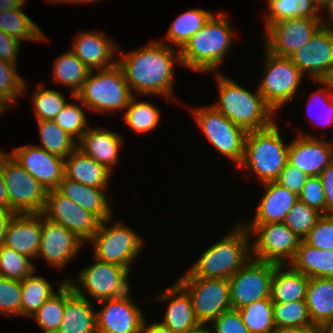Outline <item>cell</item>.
I'll return each instance as SVG.
<instances>
[{
  "label": "cell",
  "mask_w": 333,
  "mask_h": 333,
  "mask_svg": "<svg viewBox=\"0 0 333 333\" xmlns=\"http://www.w3.org/2000/svg\"><path fill=\"white\" fill-rule=\"evenodd\" d=\"M122 141V135L116 132L104 130L103 127H89L78 141V148L111 171L119 161L118 151Z\"/></svg>",
  "instance_id": "26"
},
{
  "label": "cell",
  "mask_w": 333,
  "mask_h": 333,
  "mask_svg": "<svg viewBox=\"0 0 333 333\" xmlns=\"http://www.w3.org/2000/svg\"><path fill=\"white\" fill-rule=\"evenodd\" d=\"M321 216V213L298 200L286 215L284 223L303 240Z\"/></svg>",
  "instance_id": "46"
},
{
  "label": "cell",
  "mask_w": 333,
  "mask_h": 333,
  "mask_svg": "<svg viewBox=\"0 0 333 333\" xmlns=\"http://www.w3.org/2000/svg\"><path fill=\"white\" fill-rule=\"evenodd\" d=\"M212 322L213 329H209L210 333H250L237 309L222 312Z\"/></svg>",
  "instance_id": "51"
},
{
  "label": "cell",
  "mask_w": 333,
  "mask_h": 333,
  "mask_svg": "<svg viewBox=\"0 0 333 333\" xmlns=\"http://www.w3.org/2000/svg\"><path fill=\"white\" fill-rule=\"evenodd\" d=\"M47 1H49L50 3H52V2H54V3H57V2H66V3H72L73 2V4L74 3H76V4H78V3H89V2H95V1H100V0H47Z\"/></svg>",
  "instance_id": "62"
},
{
  "label": "cell",
  "mask_w": 333,
  "mask_h": 333,
  "mask_svg": "<svg viewBox=\"0 0 333 333\" xmlns=\"http://www.w3.org/2000/svg\"><path fill=\"white\" fill-rule=\"evenodd\" d=\"M124 110L125 114L122 119L133 131L146 133L158 127L161 116L154 104L147 101L137 102L133 95Z\"/></svg>",
  "instance_id": "41"
},
{
  "label": "cell",
  "mask_w": 333,
  "mask_h": 333,
  "mask_svg": "<svg viewBox=\"0 0 333 333\" xmlns=\"http://www.w3.org/2000/svg\"><path fill=\"white\" fill-rule=\"evenodd\" d=\"M324 333H333V320L323 326Z\"/></svg>",
  "instance_id": "64"
},
{
  "label": "cell",
  "mask_w": 333,
  "mask_h": 333,
  "mask_svg": "<svg viewBox=\"0 0 333 333\" xmlns=\"http://www.w3.org/2000/svg\"><path fill=\"white\" fill-rule=\"evenodd\" d=\"M39 85V86H38ZM33 93L32 101L37 121L54 120L56 115L67 104L65 96L54 89H45L43 84H38Z\"/></svg>",
  "instance_id": "44"
},
{
  "label": "cell",
  "mask_w": 333,
  "mask_h": 333,
  "mask_svg": "<svg viewBox=\"0 0 333 333\" xmlns=\"http://www.w3.org/2000/svg\"><path fill=\"white\" fill-rule=\"evenodd\" d=\"M303 241L317 249L333 251V215H322Z\"/></svg>",
  "instance_id": "49"
},
{
  "label": "cell",
  "mask_w": 333,
  "mask_h": 333,
  "mask_svg": "<svg viewBox=\"0 0 333 333\" xmlns=\"http://www.w3.org/2000/svg\"><path fill=\"white\" fill-rule=\"evenodd\" d=\"M305 301L312 324L333 320V278H309Z\"/></svg>",
  "instance_id": "31"
},
{
  "label": "cell",
  "mask_w": 333,
  "mask_h": 333,
  "mask_svg": "<svg viewBox=\"0 0 333 333\" xmlns=\"http://www.w3.org/2000/svg\"><path fill=\"white\" fill-rule=\"evenodd\" d=\"M90 70L71 51L60 55L53 64V80L63 86L71 88V97H74L82 88Z\"/></svg>",
  "instance_id": "33"
},
{
  "label": "cell",
  "mask_w": 333,
  "mask_h": 333,
  "mask_svg": "<svg viewBox=\"0 0 333 333\" xmlns=\"http://www.w3.org/2000/svg\"><path fill=\"white\" fill-rule=\"evenodd\" d=\"M316 82H318L320 84H324L327 88L324 89V87H323V88L316 90L317 92L316 91L313 92L312 95L309 97V102H312L313 100L315 101L317 97H318L317 99L322 98V99H320V101L322 100L321 106H324L323 109H326V110H323V111H326V112L322 111V114L323 113L324 114H323V116L321 115L322 116L321 119L323 120V121L322 120L321 121L323 122L322 123L323 126H327V125L333 124V80L316 81ZM311 104H309V105H311ZM307 107H308V109L310 108L309 106H307Z\"/></svg>",
  "instance_id": "53"
},
{
  "label": "cell",
  "mask_w": 333,
  "mask_h": 333,
  "mask_svg": "<svg viewBox=\"0 0 333 333\" xmlns=\"http://www.w3.org/2000/svg\"><path fill=\"white\" fill-rule=\"evenodd\" d=\"M175 61L181 64L179 50L176 52L166 43L153 40L143 48L119 55L117 64L123 70L131 93L161 95L169 102L174 94Z\"/></svg>",
  "instance_id": "1"
},
{
  "label": "cell",
  "mask_w": 333,
  "mask_h": 333,
  "mask_svg": "<svg viewBox=\"0 0 333 333\" xmlns=\"http://www.w3.org/2000/svg\"><path fill=\"white\" fill-rule=\"evenodd\" d=\"M56 190L101 221L113 216L108 195L105 193L107 188L87 186L63 177Z\"/></svg>",
  "instance_id": "27"
},
{
  "label": "cell",
  "mask_w": 333,
  "mask_h": 333,
  "mask_svg": "<svg viewBox=\"0 0 333 333\" xmlns=\"http://www.w3.org/2000/svg\"><path fill=\"white\" fill-rule=\"evenodd\" d=\"M212 15L211 12L200 8L182 13L171 24L167 32V40L178 46L180 51L189 39L203 28Z\"/></svg>",
  "instance_id": "36"
},
{
  "label": "cell",
  "mask_w": 333,
  "mask_h": 333,
  "mask_svg": "<svg viewBox=\"0 0 333 333\" xmlns=\"http://www.w3.org/2000/svg\"><path fill=\"white\" fill-rule=\"evenodd\" d=\"M14 215L15 213L10 209L0 208V247L4 244L8 223Z\"/></svg>",
  "instance_id": "56"
},
{
  "label": "cell",
  "mask_w": 333,
  "mask_h": 333,
  "mask_svg": "<svg viewBox=\"0 0 333 333\" xmlns=\"http://www.w3.org/2000/svg\"><path fill=\"white\" fill-rule=\"evenodd\" d=\"M323 8L328 11L327 14L330 19L326 22L323 21L322 25L330 30H333V0H330Z\"/></svg>",
  "instance_id": "61"
},
{
  "label": "cell",
  "mask_w": 333,
  "mask_h": 333,
  "mask_svg": "<svg viewBox=\"0 0 333 333\" xmlns=\"http://www.w3.org/2000/svg\"><path fill=\"white\" fill-rule=\"evenodd\" d=\"M289 143L288 162L309 177L319 176L333 162V142L299 134Z\"/></svg>",
  "instance_id": "21"
},
{
  "label": "cell",
  "mask_w": 333,
  "mask_h": 333,
  "mask_svg": "<svg viewBox=\"0 0 333 333\" xmlns=\"http://www.w3.org/2000/svg\"><path fill=\"white\" fill-rule=\"evenodd\" d=\"M41 214L72 231L82 242L89 241L101 224V220L96 215L81 208L56 189L48 191L46 204Z\"/></svg>",
  "instance_id": "15"
},
{
  "label": "cell",
  "mask_w": 333,
  "mask_h": 333,
  "mask_svg": "<svg viewBox=\"0 0 333 333\" xmlns=\"http://www.w3.org/2000/svg\"><path fill=\"white\" fill-rule=\"evenodd\" d=\"M289 58L315 81L333 80V30L322 25L309 42Z\"/></svg>",
  "instance_id": "17"
},
{
  "label": "cell",
  "mask_w": 333,
  "mask_h": 333,
  "mask_svg": "<svg viewBox=\"0 0 333 333\" xmlns=\"http://www.w3.org/2000/svg\"><path fill=\"white\" fill-rule=\"evenodd\" d=\"M129 293L99 301L102 306L96 312L97 333H140L145 317Z\"/></svg>",
  "instance_id": "18"
},
{
  "label": "cell",
  "mask_w": 333,
  "mask_h": 333,
  "mask_svg": "<svg viewBox=\"0 0 333 333\" xmlns=\"http://www.w3.org/2000/svg\"><path fill=\"white\" fill-rule=\"evenodd\" d=\"M288 265L309 278H333V251L317 249L301 240Z\"/></svg>",
  "instance_id": "32"
},
{
  "label": "cell",
  "mask_w": 333,
  "mask_h": 333,
  "mask_svg": "<svg viewBox=\"0 0 333 333\" xmlns=\"http://www.w3.org/2000/svg\"><path fill=\"white\" fill-rule=\"evenodd\" d=\"M10 155L47 191L57 189L64 177V158L39 146H21Z\"/></svg>",
  "instance_id": "20"
},
{
  "label": "cell",
  "mask_w": 333,
  "mask_h": 333,
  "mask_svg": "<svg viewBox=\"0 0 333 333\" xmlns=\"http://www.w3.org/2000/svg\"><path fill=\"white\" fill-rule=\"evenodd\" d=\"M35 272L31 258L17 253L13 249L2 245L0 247V276L12 280L23 281Z\"/></svg>",
  "instance_id": "43"
},
{
  "label": "cell",
  "mask_w": 333,
  "mask_h": 333,
  "mask_svg": "<svg viewBox=\"0 0 333 333\" xmlns=\"http://www.w3.org/2000/svg\"><path fill=\"white\" fill-rule=\"evenodd\" d=\"M177 283L190 295L200 324H207L232 309L229 280L181 277Z\"/></svg>",
  "instance_id": "13"
},
{
  "label": "cell",
  "mask_w": 333,
  "mask_h": 333,
  "mask_svg": "<svg viewBox=\"0 0 333 333\" xmlns=\"http://www.w3.org/2000/svg\"><path fill=\"white\" fill-rule=\"evenodd\" d=\"M34 273L21 281V316L23 317H32L44 302L56 293L46 279L34 276Z\"/></svg>",
  "instance_id": "38"
},
{
  "label": "cell",
  "mask_w": 333,
  "mask_h": 333,
  "mask_svg": "<svg viewBox=\"0 0 333 333\" xmlns=\"http://www.w3.org/2000/svg\"><path fill=\"white\" fill-rule=\"evenodd\" d=\"M317 5H319L321 7V9H323V7L330 1V0H314Z\"/></svg>",
  "instance_id": "65"
},
{
  "label": "cell",
  "mask_w": 333,
  "mask_h": 333,
  "mask_svg": "<svg viewBox=\"0 0 333 333\" xmlns=\"http://www.w3.org/2000/svg\"><path fill=\"white\" fill-rule=\"evenodd\" d=\"M298 198L310 208L315 209L322 215H326L325 193L319 176L307 178Z\"/></svg>",
  "instance_id": "50"
},
{
  "label": "cell",
  "mask_w": 333,
  "mask_h": 333,
  "mask_svg": "<svg viewBox=\"0 0 333 333\" xmlns=\"http://www.w3.org/2000/svg\"><path fill=\"white\" fill-rule=\"evenodd\" d=\"M285 266L277 265L274 269L270 291L272 302L305 301L309 277L294 270L290 265L288 268Z\"/></svg>",
  "instance_id": "30"
},
{
  "label": "cell",
  "mask_w": 333,
  "mask_h": 333,
  "mask_svg": "<svg viewBox=\"0 0 333 333\" xmlns=\"http://www.w3.org/2000/svg\"><path fill=\"white\" fill-rule=\"evenodd\" d=\"M26 0H0V13L25 6Z\"/></svg>",
  "instance_id": "60"
},
{
  "label": "cell",
  "mask_w": 333,
  "mask_h": 333,
  "mask_svg": "<svg viewBox=\"0 0 333 333\" xmlns=\"http://www.w3.org/2000/svg\"><path fill=\"white\" fill-rule=\"evenodd\" d=\"M215 75L220 100L211 105L231 122L248 132L265 129L276 121L275 112L264 101L258 89L251 93L231 78L219 73Z\"/></svg>",
  "instance_id": "4"
},
{
  "label": "cell",
  "mask_w": 333,
  "mask_h": 333,
  "mask_svg": "<svg viewBox=\"0 0 333 333\" xmlns=\"http://www.w3.org/2000/svg\"><path fill=\"white\" fill-rule=\"evenodd\" d=\"M193 116L207 140L232 162L241 164L247 131L231 122L212 105L193 109Z\"/></svg>",
  "instance_id": "10"
},
{
  "label": "cell",
  "mask_w": 333,
  "mask_h": 333,
  "mask_svg": "<svg viewBox=\"0 0 333 333\" xmlns=\"http://www.w3.org/2000/svg\"><path fill=\"white\" fill-rule=\"evenodd\" d=\"M101 221L98 231L89 240L94 246V258L126 268L130 272L131 263L143 249V239L132 228L117 222L113 226Z\"/></svg>",
  "instance_id": "7"
},
{
  "label": "cell",
  "mask_w": 333,
  "mask_h": 333,
  "mask_svg": "<svg viewBox=\"0 0 333 333\" xmlns=\"http://www.w3.org/2000/svg\"><path fill=\"white\" fill-rule=\"evenodd\" d=\"M228 235L207 248L183 277L229 280L251 259L250 232L236 224Z\"/></svg>",
  "instance_id": "3"
},
{
  "label": "cell",
  "mask_w": 333,
  "mask_h": 333,
  "mask_svg": "<svg viewBox=\"0 0 333 333\" xmlns=\"http://www.w3.org/2000/svg\"><path fill=\"white\" fill-rule=\"evenodd\" d=\"M269 15L266 16V29L273 23L285 19L304 18L321 19L317 11L321 8L314 0H267Z\"/></svg>",
  "instance_id": "34"
},
{
  "label": "cell",
  "mask_w": 333,
  "mask_h": 333,
  "mask_svg": "<svg viewBox=\"0 0 333 333\" xmlns=\"http://www.w3.org/2000/svg\"><path fill=\"white\" fill-rule=\"evenodd\" d=\"M61 282L58 293L47 299L31 317L44 329L42 333H56L60 327L67 302V280L63 279Z\"/></svg>",
  "instance_id": "39"
},
{
  "label": "cell",
  "mask_w": 333,
  "mask_h": 333,
  "mask_svg": "<svg viewBox=\"0 0 333 333\" xmlns=\"http://www.w3.org/2000/svg\"><path fill=\"white\" fill-rule=\"evenodd\" d=\"M265 51V74L258 90L264 101L277 113L282 105L288 101L291 103L304 75L290 58L276 56L267 49Z\"/></svg>",
  "instance_id": "11"
},
{
  "label": "cell",
  "mask_w": 333,
  "mask_h": 333,
  "mask_svg": "<svg viewBox=\"0 0 333 333\" xmlns=\"http://www.w3.org/2000/svg\"><path fill=\"white\" fill-rule=\"evenodd\" d=\"M322 26L321 19L292 18L271 24L265 31L264 48L280 57H290Z\"/></svg>",
  "instance_id": "16"
},
{
  "label": "cell",
  "mask_w": 333,
  "mask_h": 333,
  "mask_svg": "<svg viewBox=\"0 0 333 333\" xmlns=\"http://www.w3.org/2000/svg\"><path fill=\"white\" fill-rule=\"evenodd\" d=\"M276 333H324L323 326L312 324L304 328L283 329Z\"/></svg>",
  "instance_id": "59"
},
{
  "label": "cell",
  "mask_w": 333,
  "mask_h": 333,
  "mask_svg": "<svg viewBox=\"0 0 333 333\" xmlns=\"http://www.w3.org/2000/svg\"><path fill=\"white\" fill-rule=\"evenodd\" d=\"M95 260V263L86 266L78 274L79 285L66 278L73 291L80 297H92L97 302L126 295L131 287L128 281L129 271L118 265ZM84 292L88 295L85 296Z\"/></svg>",
  "instance_id": "9"
},
{
  "label": "cell",
  "mask_w": 333,
  "mask_h": 333,
  "mask_svg": "<svg viewBox=\"0 0 333 333\" xmlns=\"http://www.w3.org/2000/svg\"><path fill=\"white\" fill-rule=\"evenodd\" d=\"M273 320L277 332L312 325L306 301L273 303Z\"/></svg>",
  "instance_id": "42"
},
{
  "label": "cell",
  "mask_w": 333,
  "mask_h": 333,
  "mask_svg": "<svg viewBox=\"0 0 333 333\" xmlns=\"http://www.w3.org/2000/svg\"><path fill=\"white\" fill-rule=\"evenodd\" d=\"M276 121L261 130L248 131L240 168L254 171L262 183L275 181L288 163L289 144H284Z\"/></svg>",
  "instance_id": "5"
},
{
  "label": "cell",
  "mask_w": 333,
  "mask_h": 333,
  "mask_svg": "<svg viewBox=\"0 0 333 333\" xmlns=\"http://www.w3.org/2000/svg\"><path fill=\"white\" fill-rule=\"evenodd\" d=\"M308 177L304 172L288 162L275 182L299 195Z\"/></svg>",
  "instance_id": "52"
},
{
  "label": "cell",
  "mask_w": 333,
  "mask_h": 333,
  "mask_svg": "<svg viewBox=\"0 0 333 333\" xmlns=\"http://www.w3.org/2000/svg\"><path fill=\"white\" fill-rule=\"evenodd\" d=\"M21 281L0 276V313L7 317L21 316Z\"/></svg>",
  "instance_id": "48"
},
{
  "label": "cell",
  "mask_w": 333,
  "mask_h": 333,
  "mask_svg": "<svg viewBox=\"0 0 333 333\" xmlns=\"http://www.w3.org/2000/svg\"><path fill=\"white\" fill-rule=\"evenodd\" d=\"M6 110H4L1 106H0V115L2 114V112H5Z\"/></svg>",
  "instance_id": "66"
},
{
  "label": "cell",
  "mask_w": 333,
  "mask_h": 333,
  "mask_svg": "<svg viewBox=\"0 0 333 333\" xmlns=\"http://www.w3.org/2000/svg\"><path fill=\"white\" fill-rule=\"evenodd\" d=\"M84 112L82 106L67 103L56 115L54 121L61 129L79 141L87 131L85 128L87 126V119Z\"/></svg>",
  "instance_id": "47"
},
{
  "label": "cell",
  "mask_w": 333,
  "mask_h": 333,
  "mask_svg": "<svg viewBox=\"0 0 333 333\" xmlns=\"http://www.w3.org/2000/svg\"><path fill=\"white\" fill-rule=\"evenodd\" d=\"M16 69V65L0 60V106L4 110L25 92V80L17 74Z\"/></svg>",
  "instance_id": "45"
},
{
  "label": "cell",
  "mask_w": 333,
  "mask_h": 333,
  "mask_svg": "<svg viewBox=\"0 0 333 333\" xmlns=\"http://www.w3.org/2000/svg\"><path fill=\"white\" fill-rule=\"evenodd\" d=\"M0 30L20 42L48 40L44 32L22 11V7L0 13Z\"/></svg>",
  "instance_id": "35"
},
{
  "label": "cell",
  "mask_w": 333,
  "mask_h": 333,
  "mask_svg": "<svg viewBox=\"0 0 333 333\" xmlns=\"http://www.w3.org/2000/svg\"><path fill=\"white\" fill-rule=\"evenodd\" d=\"M0 208L10 209L9 198L4 184L3 173H2V150H0Z\"/></svg>",
  "instance_id": "58"
},
{
  "label": "cell",
  "mask_w": 333,
  "mask_h": 333,
  "mask_svg": "<svg viewBox=\"0 0 333 333\" xmlns=\"http://www.w3.org/2000/svg\"><path fill=\"white\" fill-rule=\"evenodd\" d=\"M132 96L123 70L116 64L94 75L90 71L82 88L73 98L79 100L82 106L104 114L108 111H124Z\"/></svg>",
  "instance_id": "6"
},
{
  "label": "cell",
  "mask_w": 333,
  "mask_h": 333,
  "mask_svg": "<svg viewBox=\"0 0 333 333\" xmlns=\"http://www.w3.org/2000/svg\"><path fill=\"white\" fill-rule=\"evenodd\" d=\"M265 194L258 204L253 221L248 224H271L284 222L286 215L299 200L298 195L275 181L262 183Z\"/></svg>",
  "instance_id": "25"
},
{
  "label": "cell",
  "mask_w": 333,
  "mask_h": 333,
  "mask_svg": "<svg viewBox=\"0 0 333 333\" xmlns=\"http://www.w3.org/2000/svg\"><path fill=\"white\" fill-rule=\"evenodd\" d=\"M319 177L325 193L326 215H333V162L319 174Z\"/></svg>",
  "instance_id": "55"
},
{
  "label": "cell",
  "mask_w": 333,
  "mask_h": 333,
  "mask_svg": "<svg viewBox=\"0 0 333 333\" xmlns=\"http://www.w3.org/2000/svg\"><path fill=\"white\" fill-rule=\"evenodd\" d=\"M278 264L251 258L230 279L232 309H241L261 299L270 298L271 281Z\"/></svg>",
  "instance_id": "14"
},
{
  "label": "cell",
  "mask_w": 333,
  "mask_h": 333,
  "mask_svg": "<svg viewBox=\"0 0 333 333\" xmlns=\"http://www.w3.org/2000/svg\"><path fill=\"white\" fill-rule=\"evenodd\" d=\"M250 333H276L271 298L261 299L237 309Z\"/></svg>",
  "instance_id": "40"
},
{
  "label": "cell",
  "mask_w": 333,
  "mask_h": 333,
  "mask_svg": "<svg viewBox=\"0 0 333 333\" xmlns=\"http://www.w3.org/2000/svg\"><path fill=\"white\" fill-rule=\"evenodd\" d=\"M168 302L166 314L161 322L175 333H182L198 327L200 322L197 320L190 295L178 284L164 290L156 300Z\"/></svg>",
  "instance_id": "24"
},
{
  "label": "cell",
  "mask_w": 333,
  "mask_h": 333,
  "mask_svg": "<svg viewBox=\"0 0 333 333\" xmlns=\"http://www.w3.org/2000/svg\"><path fill=\"white\" fill-rule=\"evenodd\" d=\"M74 40L71 51L90 71L108 69L117 64L115 55L119 47L103 32H79Z\"/></svg>",
  "instance_id": "22"
},
{
  "label": "cell",
  "mask_w": 333,
  "mask_h": 333,
  "mask_svg": "<svg viewBox=\"0 0 333 333\" xmlns=\"http://www.w3.org/2000/svg\"><path fill=\"white\" fill-rule=\"evenodd\" d=\"M56 333H97L93 303L77 295L68 281L64 316Z\"/></svg>",
  "instance_id": "28"
},
{
  "label": "cell",
  "mask_w": 333,
  "mask_h": 333,
  "mask_svg": "<svg viewBox=\"0 0 333 333\" xmlns=\"http://www.w3.org/2000/svg\"><path fill=\"white\" fill-rule=\"evenodd\" d=\"M232 27L225 13L213 14L179 51L181 65L196 72L216 73L232 46Z\"/></svg>",
  "instance_id": "2"
},
{
  "label": "cell",
  "mask_w": 333,
  "mask_h": 333,
  "mask_svg": "<svg viewBox=\"0 0 333 333\" xmlns=\"http://www.w3.org/2000/svg\"><path fill=\"white\" fill-rule=\"evenodd\" d=\"M204 326H205V324H201V325H199L198 327H196L192 330L182 332V333H210L209 329L207 327H204Z\"/></svg>",
  "instance_id": "63"
},
{
  "label": "cell",
  "mask_w": 333,
  "mask_h": 333,
  "mask_svg": "<svg viewBox=\"0 0 333 333\" xmlns=\"http://www.w3.org/2000/svg\"><path fill=\"white\" fill-rule=\"evenodd\" d=\"M111 171L78 147L64 159V177L83 185L108 188Z\"/></svg>",
  "instance_id": "29"
},
{
  "label": "cell",
  "mask_w": 333,
  "mask_h": 333,
  "mask_svg": "<svg viewBox=\"0 0 333 333\" xmlns=\"http://www.w3.org/2000/svg\"><path fill=\"white\" fill-rule=\"evenodd\" d=\"M84 244L72 231L42 215L37 258L43 257L47 263L60 270L77 256Z\"/></svg>",
  "instance_id": "19"
},
{
  "label": "cell",
  "mask_w": 333,
  "mask_h": 333,
  "mask_svg": "<svg viewBox=\"0 0 333 333\" xmlns=\"http://www.w3.org/2000/svg\"><path fill=\"white\" fill-rule=\"evenodd\" d=\"M42 230V214H15L8 223L4 246L29 258H37Z\"/></svg>",
  "instance_id": "23"
},
{
  "label": "cell",
  "mask_w": 333,
  "mask_h": 333,
  "mask_svg": "<svg viewBox=\"0 0 333 333\" xmlns=\"http://www.w3.org/2000/svg\"><path fill=\"white\" fill-rule=\"evenodd\" d=\"M40 148L62 158L68 157L77 147L78 141L61 129L54 120H39Z\"/></svg>",
  "instance_id": "37"
},
{
  "label": "cell",
  "mask_w": 333,
  "mask_h": 333,
  "mask_svg": "<svg viewBox=\"0 0 333 333\" xmlns=\"http://www.w3.org/2000/svg\"><path fill=\"white\" fill-rule=\"evenodd\" d=\"M146 321L144 320L140 333H175L161 322H153L147 325Z\"/></svg>",
  "instance_id": "57"
},
{
  "label": "cell",
  "mask_w": 333,
  "mask_h": 333,
  "mask_svg": "<svg viewBox=\"0 0 333 333\" xmlns=\"http://www.w3.org/2000/svg\"><path fill=\"white\" fill-rule=\"evenodd\" d=\"M2 173L10 210L15 214L42 213L48 191L5 152H2Z\"/></svg>",
  "instance_id": "8"
},
{
  "label": "cell",
  "mask_w": 333,
  "mask_h": 333,
  "mask_svg": "<svg viewBox=\"0 0 333 333\" xmlns=\"http://www.w3.org/2000/svg\"><path fill=\"white\" fill-rule=\"evenodd\" d=\"M243 225L257 234L251 244V258L278 265H288L294 259L301 239L284 222Z\"/></svg>",
  "instance_id": "12"
},
{
  "label": "cell",
  "mask_w": 333,
  "mask_h": 333,
  "mask_svg": "<svg viewBox=\"0 0 333 333\" xmlns=\"http://www.w3.org/2000/svg\"><path fill=\"white\" fill-rule=\"evenodd\" d=\"M21 42L0 30V60L16 65Z\"/></svg>",
  "instance_id": "54"
}]
</instances>
